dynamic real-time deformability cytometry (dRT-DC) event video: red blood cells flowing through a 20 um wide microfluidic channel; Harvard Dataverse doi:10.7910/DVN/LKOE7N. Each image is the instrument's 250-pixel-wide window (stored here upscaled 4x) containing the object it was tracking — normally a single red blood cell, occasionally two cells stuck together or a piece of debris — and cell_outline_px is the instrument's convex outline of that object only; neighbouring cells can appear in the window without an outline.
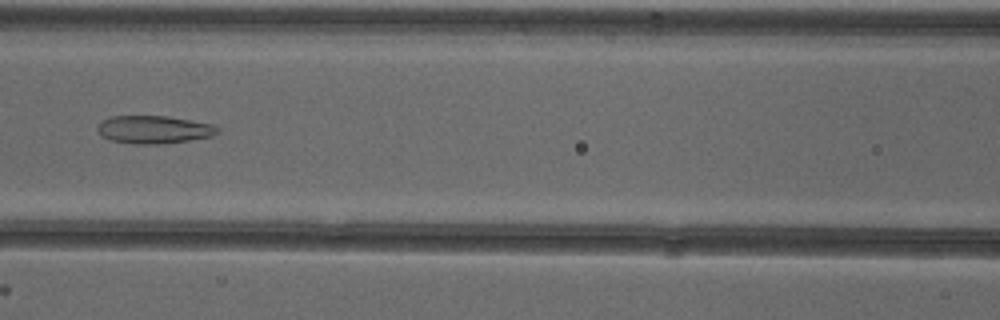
{"species": "common noctule bat (a hibernating species)", "species_latin": "Nyctalus noctula", "temperature_condition": "cold", "stored_images_in_passage": 42, "camera_frame_rate_fps": 3000, "um_per_image_px": 0.085, "animal": {"sex": "female"}, "frame": {"image": 1, "passage_image": 13, "time_ms": 4.0, "image_size_px": [1000, 320], "cell_outline_px": [[220, 132], [212, 136], [188, 140], [160, 144], [136, 144], [112, 140], [104, 136], [96, 128], [104, 120], [112, 116], [168, 116], [212, 124], [220, 128]], "centroid_in_image_um": [13.14, 11.01], "position_along_channel_um": 153.5, "area_um2": 19.25}}
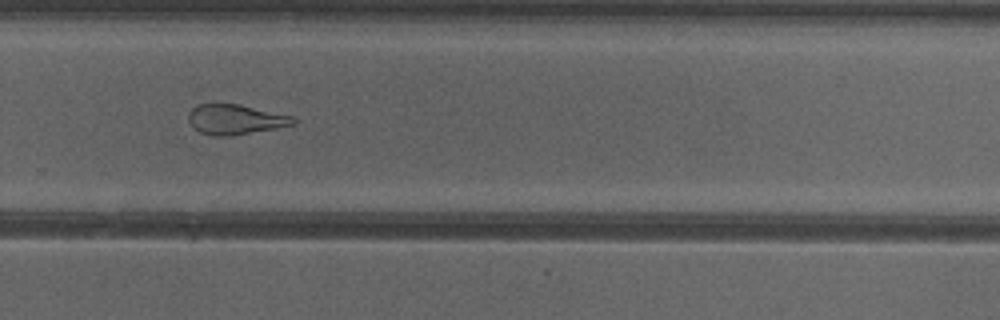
{"frame": {"image": 2, "passage_image": 25, "time_ms": 8.0, "image_size_px": [1000, 320], "cell_outline_px": [[296, 124], [276, 128], [232, 136], [212, 136], [200, 132], [192, 128], [188, 120], [188, 112], [196, 104], [216, 100], [240, 104], [292, 116], [296, 120]], "centroid_in_image_um": [19.92, 10.11], "position_along_channel_um": 309.9, "area_um2": 19.13}}
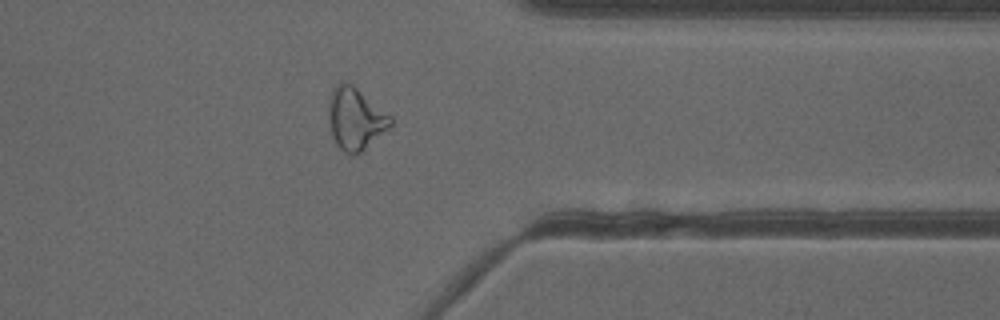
{"frame": {"image": 3, "passage_image": 31, "time_ms": 10.0, "image_size_px": [1000, 320], "cell_outline_px": [[392, 124], [364, 152], [352, 156], [344, 152], [336, 144], [332, 136], [328, 120], [328, 104], [332, 88], [336, 84], [352, 84], [392, 116]], "centroid_in_image_um": [30.2, 10.13], "position_along_channel_um": 381.2, "area_um2": 22.6}, "authors_computed_cell_mechanics": {"area_um2": 21.9062, "velocity_mm_per_s": 3.9274, "shape_relaxation_time_tau1_ms": null, "shape_relaxation_time_tau2_ms": 2.2687, "deformation_change_tau1": null, "deformation_change_tau2": 0.11}}